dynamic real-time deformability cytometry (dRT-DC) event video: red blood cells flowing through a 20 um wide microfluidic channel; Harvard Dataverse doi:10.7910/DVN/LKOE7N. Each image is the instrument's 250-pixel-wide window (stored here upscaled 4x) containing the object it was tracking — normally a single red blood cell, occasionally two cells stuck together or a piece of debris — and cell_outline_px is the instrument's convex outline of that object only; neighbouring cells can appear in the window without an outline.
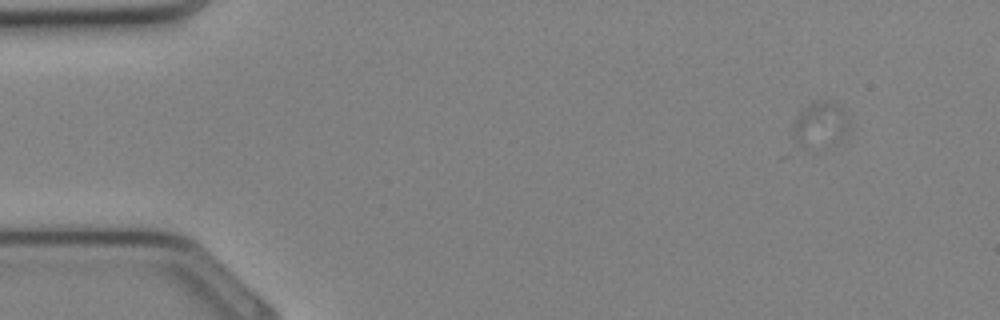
{"species": "Egyptian fruit bat (a non-hibernating species)", "species_latin": "Rousettus aegyptiacus", "temperature_condition": "cold", "stored_images_in_passage": 38, "segment_of_instrument_passage": [1, 2], "camera_frame_rate_fps": 3000, "um_per_image_px": 0.085, "animal": {"sex": "female"}, "frame": {"image": 1, "passage_image": 6, "time_ms": 1.667, "image_size_px": [1000, 320], "cell_outline_px": [[852, 120], [848, 132], [800, 140], [792, 132], [792, 128], [800, 112], [812, 100], [824, 100], [836, 104], [844, 108]], "centroid_in_image_um": [69.81, 10.24], "position_along_channel_um": 15.2, "area_um2": 12.31}}
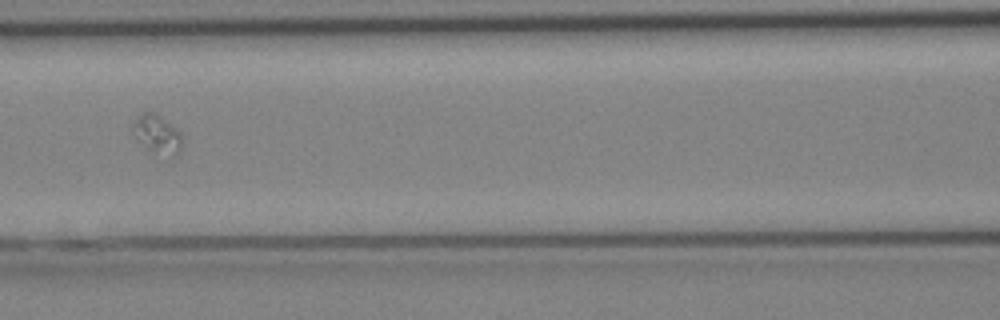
{"frame": {"image": 2, "passage_image": 22, "time_ms": 7.0, "image_size_px": [1000, 320], "cell_outline_px": [[180, 152], [172, 156], [148, 148], [132, 132], [136, 120], [140, 112], [156, 112], [176, 128], [180, 132]], "centroid_in_image_um": [13.37, 11.34], "position_along_channel_um": 153.2, "area_um2": 10.4}}
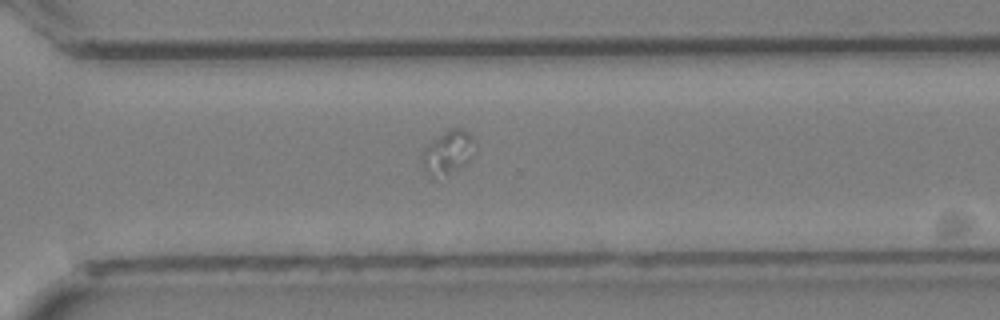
{"frame": {"image": 3, "passage_image": 33, "time_ms": 10.667, "image_size_px": [1000, 320], "cell_outline_px": [[476, 140], [472, 160], [468, 164], [460, 168], [432, 180], [424, 172], [420, 164], [420, 156], [424, 148], [444, 132], [452, 128], [464, 128]], "centroid_in_image_um": [38.06, 13.0], "position_along_channel_um": 332.5, "area_um2": 13.99}}